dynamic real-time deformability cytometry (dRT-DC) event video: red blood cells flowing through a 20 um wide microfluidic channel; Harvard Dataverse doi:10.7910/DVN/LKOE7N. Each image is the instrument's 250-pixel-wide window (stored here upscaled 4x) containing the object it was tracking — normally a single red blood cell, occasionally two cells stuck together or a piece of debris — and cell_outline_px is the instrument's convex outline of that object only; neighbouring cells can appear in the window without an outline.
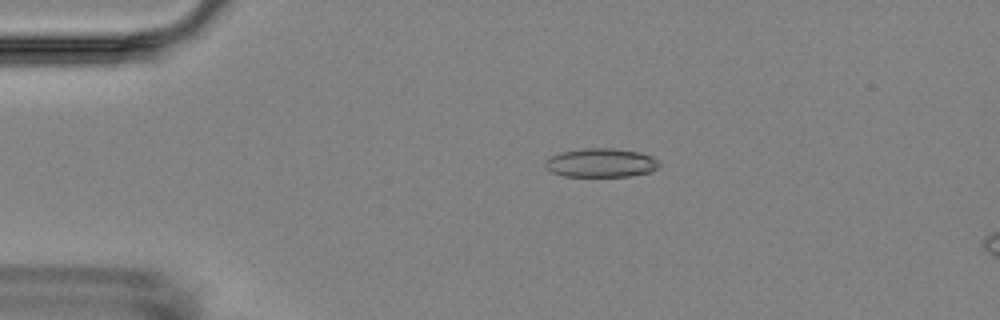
{"species": "Egyptian fruit bat (a non-hibernating species)", "species_latin": "Rousettus aegyptiacus", "temperature_condition": "room temperature", "stored_images_in_passage": 4, "camera_frame_rate_fps": 3000, "um_per_image_px": 0.085, "animal": {"sex": "female"}, "frame": {"image": 1, "passage_image": 2, "time_ms": 2.333, "image_size_px": [1000, 320], "cell_outline_px": [[660, 164], [656, 168], [648, 172], [632, 176], [564, 176], [552, 172], [544, 164], [544, 160], [548, 156], [560, 152], [584, 148], [612, 148], [640, 152], [652, 156], [660, 160]], "centroid_in_image_um": [51.07, 13.83], "position_along_channel_um": 33.9, "area_um2": 19.31}}